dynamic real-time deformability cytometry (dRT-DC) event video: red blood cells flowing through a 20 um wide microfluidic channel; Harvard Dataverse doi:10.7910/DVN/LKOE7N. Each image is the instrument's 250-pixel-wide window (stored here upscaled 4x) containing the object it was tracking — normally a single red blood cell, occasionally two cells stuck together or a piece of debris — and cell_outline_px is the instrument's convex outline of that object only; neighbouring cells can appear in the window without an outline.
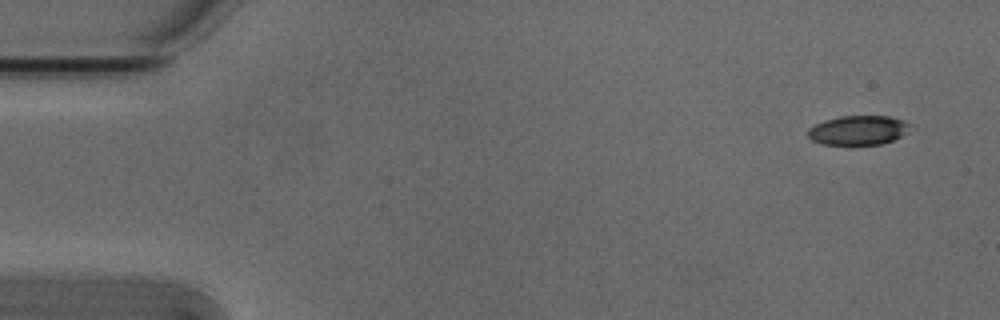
{"species": "Egyptian fruit bat (a non-hibernating species)", "species_latin": "Rousettus aegyptiacus", "temperature_condition": "cold", "stored_images_in_passage": 4, "camera_frame_rate_fps": 3000, "um_per_image_px": 0.085, "animal": {"sex": "male"}, "frame": {"image": 1, "passage_image": 1, "time_ms": 0.0, "image_size_px": [1000, 320], "cell_outline_px": [[912, 124], [900, 136], [884, 144], [820, 144], [812, 140], [808, 136], [808, 128], [824, 120], [840, 116], [888, 116], [904, 120]], "centroid_in_image_um": [72.93, 11.06], "position_along_channel_um": 12.1, "area_um2": 17.34}}